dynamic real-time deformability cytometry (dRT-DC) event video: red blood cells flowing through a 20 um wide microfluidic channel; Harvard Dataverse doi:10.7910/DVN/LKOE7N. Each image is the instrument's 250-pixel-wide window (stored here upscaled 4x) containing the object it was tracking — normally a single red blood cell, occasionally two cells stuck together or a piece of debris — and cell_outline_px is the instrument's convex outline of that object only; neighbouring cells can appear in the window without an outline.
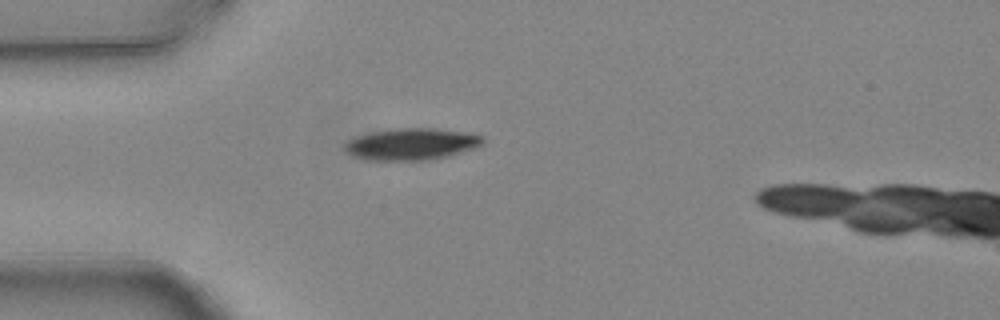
{"species": "common noctule bat (a hibernating species)", "species_latin": "Nyctalus noctula", "temperature_condition": "warm", "stored_images_in_passage": 2, "camera_frame_rate_fps": 3000, "um_per_image_px": 0.085, "animal": {"sex": "female", "body_mass_g": 24.6, "forearm_length_mm": 56.2}, "frame": {"image": 1, "passage_image": 1, "time_ms": 0.0, "image_size_px": [1000, 320], "cell_outline_px": [[484, 140], [476, 148], [448, 156], [432, 160], [364, 160], [352, 156], [344, 152], [344, 144], [348, 140], [356, 136], [372, 132], [392, 128], [432, 128], [476, 132], [484, 136]], "centroid_in_image_um": [34.99, 12.24], "position_along_channel_um": 50.0, "area_um2": 26.13}}